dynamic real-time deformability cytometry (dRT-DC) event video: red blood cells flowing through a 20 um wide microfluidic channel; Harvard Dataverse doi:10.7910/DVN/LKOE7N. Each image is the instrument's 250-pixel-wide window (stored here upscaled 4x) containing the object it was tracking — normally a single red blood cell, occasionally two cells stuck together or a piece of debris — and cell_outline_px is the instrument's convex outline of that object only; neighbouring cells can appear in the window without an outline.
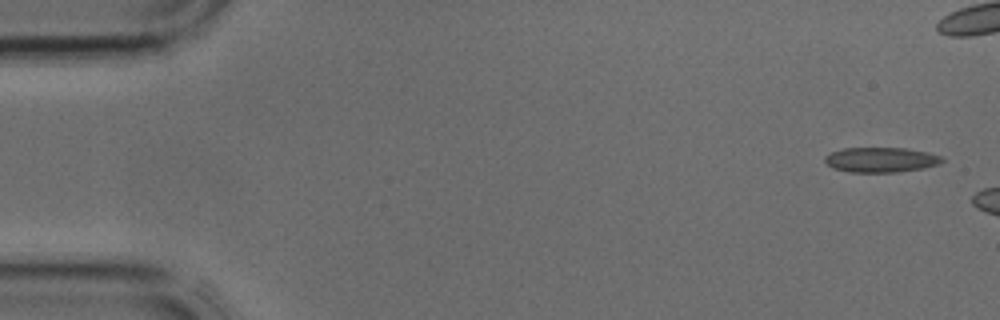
{"species": "common noctule bat (a hibernating species)", "species_latin": "Nyctalus noctula", "temperature_condition": "cold", "stored_images_in_passage": 4, "camera_frame_rate_fps": 3000, "um_per_image_px": 0.085, "animal": {"sex": "male", "body_mass_g": 17.9, "forearm_length_mm": 54.2}, "frame": {"image": 1, "passage_image": 1, "time_ms": 0.0, "image_size_px": [1000, 320], "cell_outline_px": [[944, 160], [940, 164], [924, 168], [896, 172], [852, 172], [832, 168], [824, 160], [824, 156], [832, 152], [844, 148], [904, 148], [928, 152], [940, 156]], "centroid_in_image_um": [74.88, 13.58], "position_along_channel_um": 10.1, "area_um2": 16.99}}